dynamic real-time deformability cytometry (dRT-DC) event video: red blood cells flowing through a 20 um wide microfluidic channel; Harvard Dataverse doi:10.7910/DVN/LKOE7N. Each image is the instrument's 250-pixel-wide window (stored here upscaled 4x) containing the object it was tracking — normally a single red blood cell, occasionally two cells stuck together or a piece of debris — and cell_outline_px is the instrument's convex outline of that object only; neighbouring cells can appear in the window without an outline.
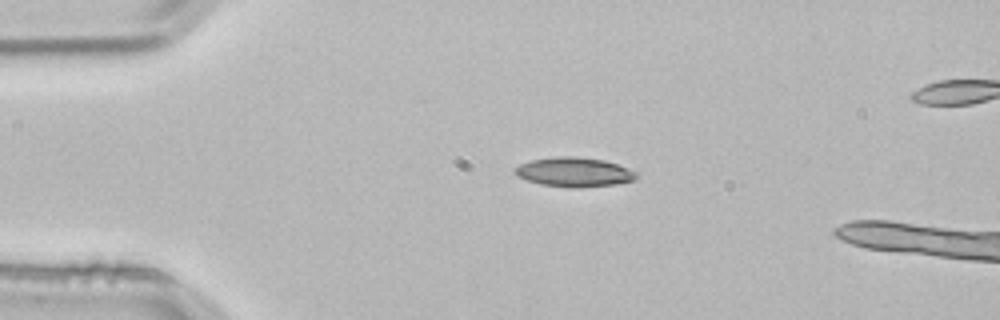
{"species": "common noctule bat (a hibernating species)", "species_latin": "Nyctalus noctula", "temperature_condition": "room temperature", "stored_images_in_passage": 4, "camera_frame_rate_fps": 3000, "um_per_image_px": 0.085, "animal": {"sex": "male", "body_mass_g": 21.5, "forearm_length_mm": 52.0}, "frame": {"image": 1, "passage_image": 3, "time_ms": 0.667, "image_size_px": [1000, 320], "cell_outline_px": [[636, 176], [632, 180], [616, 184], [576, 188], [572, 188], [540, 184], [516, 176], [512, 172], [512, 168], [520, 164], [532, 160], [560, 156], [572, 156], [604, 160], [616, 164], [636, 172]], "centroid_in_image_um": [48.73, 14.63], "position_along_channel_um": 36.3, "area_um2": 20.63}}